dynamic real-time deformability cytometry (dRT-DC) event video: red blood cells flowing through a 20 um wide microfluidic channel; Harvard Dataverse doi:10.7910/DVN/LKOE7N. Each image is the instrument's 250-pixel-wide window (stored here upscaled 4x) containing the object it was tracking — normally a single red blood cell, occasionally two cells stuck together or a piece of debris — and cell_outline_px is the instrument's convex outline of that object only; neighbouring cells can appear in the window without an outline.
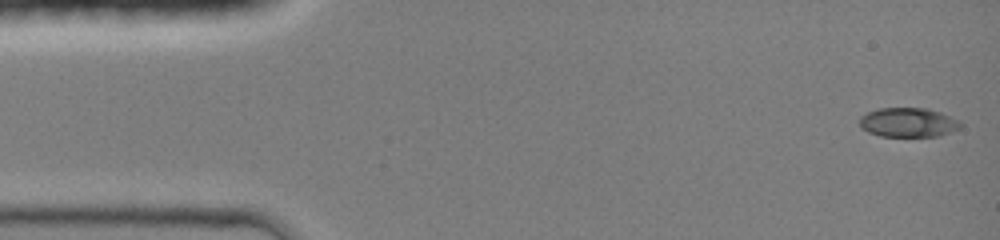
{"species": "common noctule bat (a hibernating species)", "species_latin": "Nyctalus noctula", "temperature_condition": "room temperature", "stored_images_in_passage": 44, "camera_frame_rate_fps": 3000, "um_per_image_px": 0.085, "animal": {"sex": "female", "body_mass_g": 19.0, "forearm_length_mm": 51.5}, "frame": {"image": 1, "passage_image": 1, "time_ms": 0.0, "image_size_px": [1000, 240], "cell_outline_px": [[960, 128], [940, 136], [880, 136], [868, 132], [860, 128], [860, 116], [868, 112], [880, 108], [928, 108], [940, 112], [956, 120], [960, 124]], "centroid_in_image_um": [77.15, 10.41], "position_along_channel_um": 7.8, "area_um2": 17.11}}
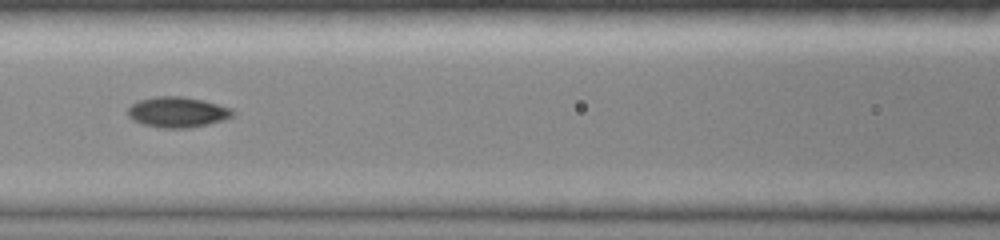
{"frame": {"image": 2, "passage_image": 19, "time_ms": 6.0, "image_size_px": [1000, 240], "cell_outline_px": [[236, 112], [232, 116], [224, 120], [192, 128], [164, 128], [144, 124], [132, 120], [128, 116], [128, 108], [132, 104], [140, 100], [156, 96], [180, 96], [200, 100], [232, 108]], "centroid_in_image_um": [15.09, 9.54], "position_along_channel_um": 151.5, "area_um2": 18.55}}
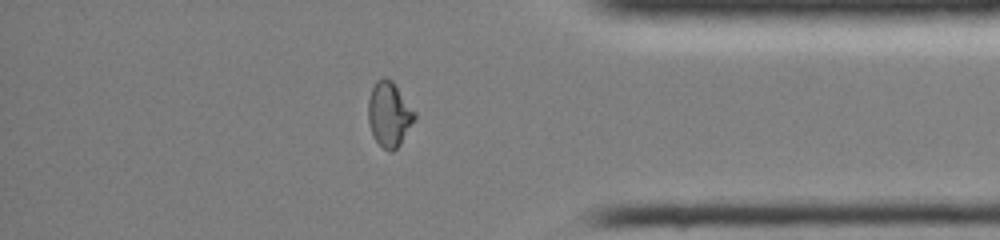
{"frame": {"image": 3, "passage_image": 37, "time_ms": 12.0, "image_size_px": [1000, 240], "cell_outline_px": [[416, 120], [400, 144], [392, 152], [388, 152], [372, 136], [368, 120], [368, 100], [372, 88], [376, 80], [384, 76], [392, 80], [416, 112]], "centroid_in_image_um": [33.09, 9.7], "position_along_channel_um": 402.1, "area_um2": 17.74}, "authors_computed_cell_mechanics": {"area_um2": 17.3689, "velocity_mm_per_s": 4.3348, "shape_relaxation_time_tau1_ms": 8.4387, "shape_relaxation_time_tau2_ms": 2.0187, "deformation_change_tau1": 0.2669, "deformation_change_tau2": 0.0496}}